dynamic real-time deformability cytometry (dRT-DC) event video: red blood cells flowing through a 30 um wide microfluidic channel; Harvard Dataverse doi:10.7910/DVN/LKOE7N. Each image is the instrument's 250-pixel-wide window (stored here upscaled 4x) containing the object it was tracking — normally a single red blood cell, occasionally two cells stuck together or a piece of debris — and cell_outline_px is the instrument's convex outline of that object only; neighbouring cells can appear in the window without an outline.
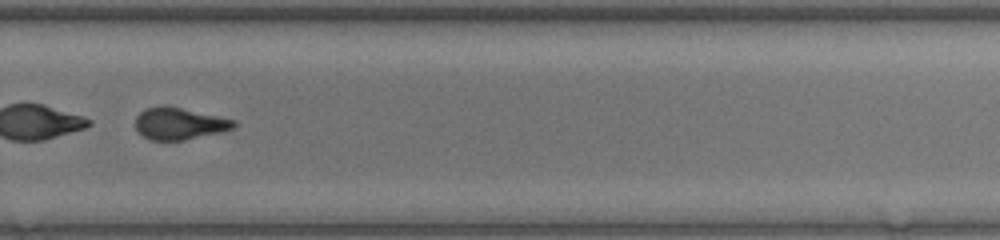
{"species": "common noctule bat (a hibernating species)", "species_latin": "Nyctalus noctula", "temperature_condition": "warm", "stored_images_in_passage": 32, "camera_frame_rate_fps": 3000, "um_per_image_px": 0.085, "animal": {"sex": "female", "body_mass_g": 17.0, "forearm_length_mm": 48.0}, "frame": {"image": 1, "passage_image": 19, "time_ms": 6.0, "image_size_px": [1000, 240], "cell_outline_px": [[236, 124], [232, 128], [220, 132], [184, 140], [148, 140], [136, 128], [136, 116], [140, 112], [148, 108], [180, 108], [236, 120]], "centroid_in_image_um": [15.25, 10.54], "position_along_channel_um": 314.6, "area_um2": 17.57}}